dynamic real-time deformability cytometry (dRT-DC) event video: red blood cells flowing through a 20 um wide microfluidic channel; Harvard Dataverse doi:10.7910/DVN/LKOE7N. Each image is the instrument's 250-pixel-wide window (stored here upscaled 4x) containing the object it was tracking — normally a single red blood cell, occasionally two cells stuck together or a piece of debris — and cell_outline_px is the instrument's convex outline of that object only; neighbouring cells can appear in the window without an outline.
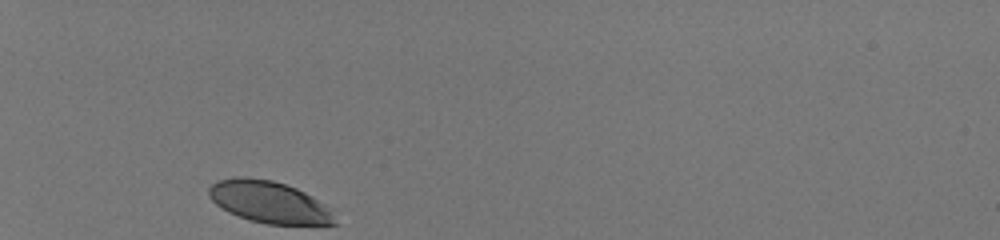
{"species": "human", "species_latin": "Homo sapiens", "temperature_condition": "room temperature", "stored_images_in_passage": 30, "camera_frame_rate_fps": 3000, "um_per_image_px": 0.085, "donor": {"sex": "male"}, "frame": {"image": 1, "passage_image": 1, "time_ms": 0.0, "image_size_px": [1000, 240], "cell_outline_px": [[340, 224], [268, 224], [248, 220], [228, 212], [216, 204], [208, 196], [208, 188], [212, 184], [220, 180], [232, 176], [244, 176], [272, 180], [296, 188], [312, 196], [324, 204]], "centroid_in_image_um": [22.84, 17.16], "position_along_channel_um": 62.2, "area_um2": 30.63}}
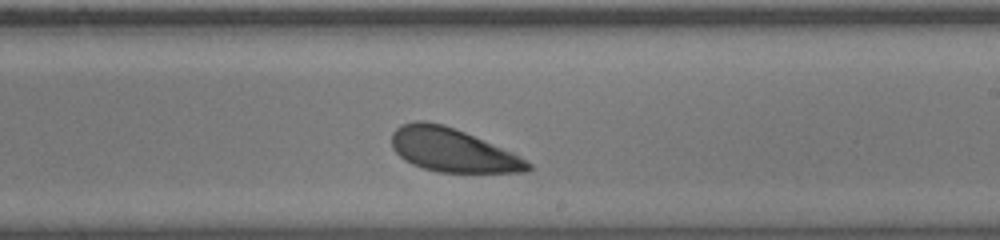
{"frame": {"image": 2, "passage_image": 18, "time_ms": 5.667, "image_size_px": [1000, 240], "cell_outline_px": [[532, 168], [528, 172], [436, 172], [412, 164], [404, 160], [392, 148], [392, 132], [400, 124], [412, 120], [424, 120], [444, 124], [464, 132], [512, 152], [520, 156], [532, 164]], "centroid_in_image_um": [38.43, 12.75], "position_along_channel_um": 250.6, "area_um2": 34.56}}
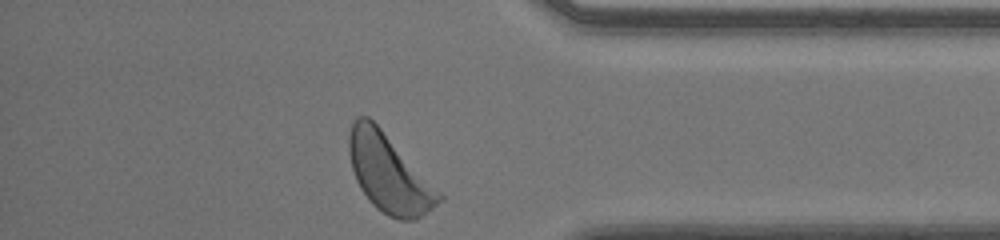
{"frame": {"image": 3, "passage_image": 30, "time_ms": 9.667, "image_size_px": [1000, 240], "cell_outline_px": [[444, 200], [416, 220], [400, 220], [388, 216], [376, 208], [368, 200], [360, 188], [356, 180], [352, 168], [348, 152], [348, 136], [352, 124], [356, 116], [368, 116], [380, 128], [444, 196]], "centroid_in_image_um": [33.04, 14.77], "position_along_channel_um": 402.2, "area_um2": 40.4}, "authors_computed_cell_mechanics": {"area_um2": 34.969, "velocity_mm_per_s": 3.9583, "shape_relaxation_time_tau1_ms": 1.7078, "shape_relaxation_time_tau2_ms": 7.9865, "deformation_change_tau1": 0.0909, "deformation_change_tau2": 0.175}}